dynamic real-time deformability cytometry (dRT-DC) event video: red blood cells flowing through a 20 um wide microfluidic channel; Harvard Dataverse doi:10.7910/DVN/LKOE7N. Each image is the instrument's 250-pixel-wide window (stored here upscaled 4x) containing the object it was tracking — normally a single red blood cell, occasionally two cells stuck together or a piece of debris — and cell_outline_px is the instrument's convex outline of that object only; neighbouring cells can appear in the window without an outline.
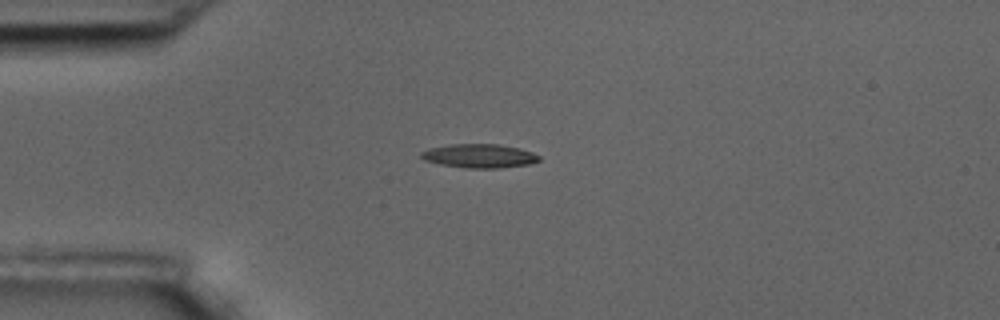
{"species": "common noctule bat (a hibernating species)", "species_latin": "Nyctalus noctula", "temperature_condition": "room temperature", "stored_images_in_passage": 9, "camera_frame_rate_fps": 3000, "um_per_image_px": 0.085, "animal": {"sex": "male", "body_mass_g": 17.5, "forearm_length_mm": 52.3}, "frame": {"image": 1, "passage_image": 2, "time_ms": 0.333, "image_size_px": [1000, 320], "cell_outline_px": [[540, 160], [528, 164], [500, 168], [464, 168], [440, 164], [424, 160], [420, 156], [420, 152], [428, 148], [452, 144], [500, 144], [520, 148], [532, 152], [540, 156]], "centroid_in_image_um": [40.73, 13.25], "position_along_channel_um": 44.3, "area_um2": 16.47}}
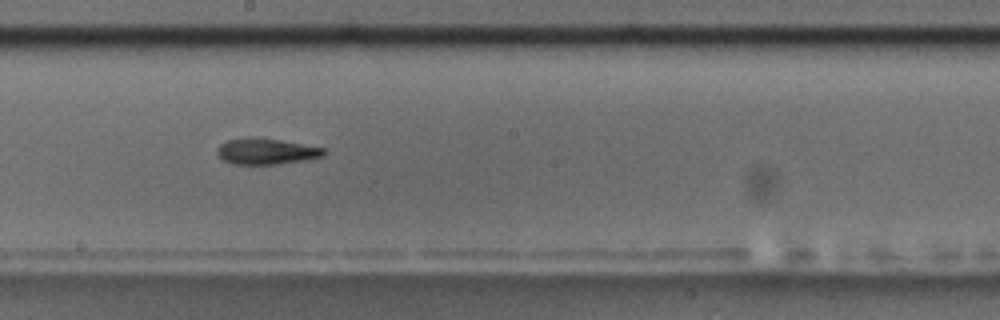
{"frame": {"image": 2, "passage_image": 7, "time_ms": 2.0, "image_size_px": [1000, 320], "cell_outline_px": [[324, 156], [304, 160], [276, 164], [232, 164], [224, 160], [216, 152], [216, 148], [220, 144], [228, 140], [280, 140], [324, 148]], "centroid_in_image_um": [22.64, 12.91], "position_along_channel_um": 225.6, "area_um2": 15.32}}
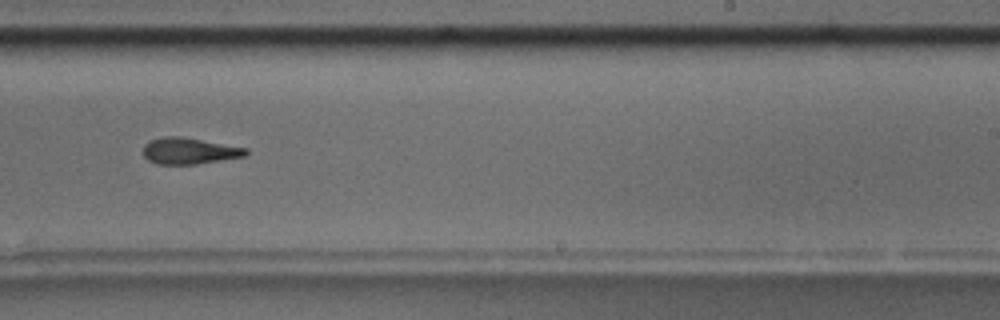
{"frame": {"image": 3, "passage_image": 8, "time_ms": 2.333, "image_size_px": [1000, 320], "cell_outline_px": [[248, 156], [196, 164], [156, 164], [148, 160], [144, 156], [144, 144], [152, 140], [164, 136], [180, 136], [248, 148]], "centroid_in_image_um": [16.12, 12.83], "position_along_channel_um": 272.9, "area_um2": 15.78}}